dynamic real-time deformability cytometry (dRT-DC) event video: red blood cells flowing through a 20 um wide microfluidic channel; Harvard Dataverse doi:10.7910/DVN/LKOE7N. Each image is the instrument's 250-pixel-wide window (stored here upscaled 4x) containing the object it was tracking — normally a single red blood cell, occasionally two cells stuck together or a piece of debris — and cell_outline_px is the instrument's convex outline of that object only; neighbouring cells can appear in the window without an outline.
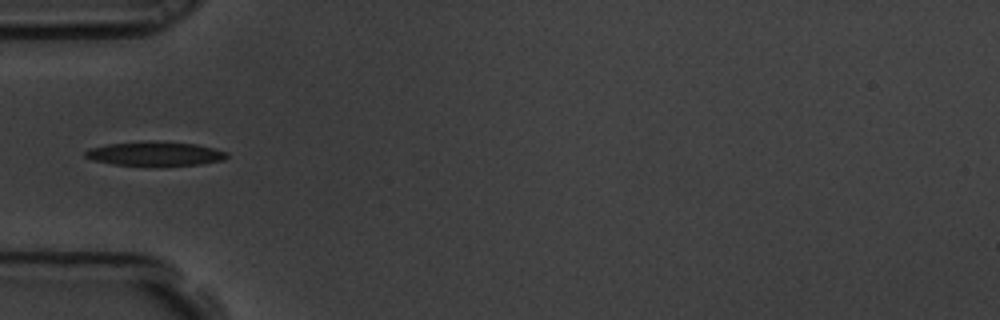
{"species": "common noctule bat (a hibernating species)", "species_latin": "Nyctalus noctula", "temperature_condition": "room temperature", "stored_images_in_passage": 10, "camera_frame_rate_fps": 3000, "um_per_image_px": 0.085, "animal": {"sex": "male", "body_mass_g": 19.5, "forearm_length_mm": 54.6}, "frame": {"image": 1, "passage_image": 4, "time_ms": 1.0, "image_size_px": [1000, 320], "cell_outline_px": [[228, 156], [224, 160], [200, 164], [156, 168], [112, 164], [92, 160], [84, 156], [84, 152], [88, 148], [108, 144], [152, 140], [196, 144], [228, 152]], "centroid_in_image_um": [13.16, 13.1], "position_along_channel_um": 71.8, "area_um2": 20.81}}
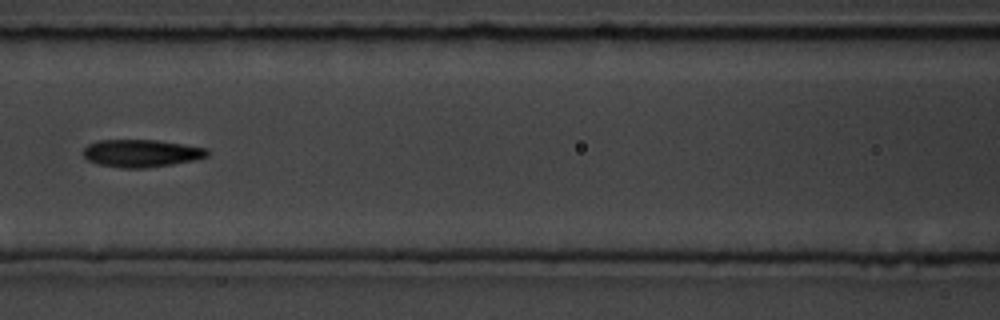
{"frame": {"image": 2, "passage_image": 6, "time_ms": 1.667, "image_size_px": [1000, 320], "cell_outline_px": [[208, 156], [196, 160], [172, 164], [144, 168], [120, 168], [96, 164], [88, 160], [84, 156], [84, 148], [88, 144], [96, 140], [156, 140], [184, 144], [208, 148]], "centroid_in_image_um": [12.01, 13.03], "position_along_channel_um": 154.6, "area_um2": 20.06}}
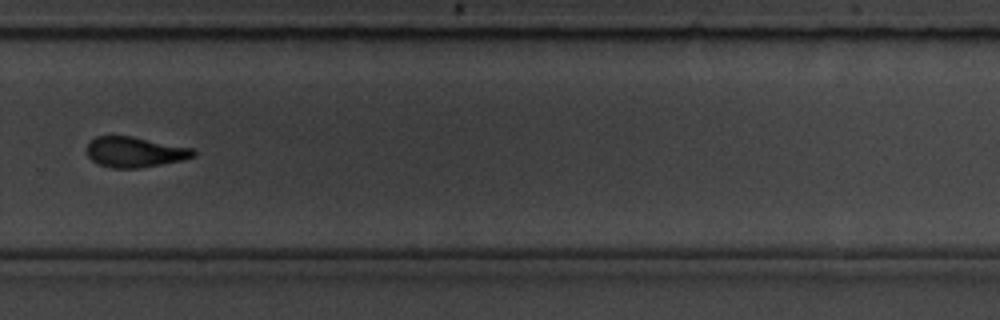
{"frame": {"image": 3, "passage_image": 10, "time_ms": 3.0, "image_size_px": [1000, 320], "cell_outline_px": [[196, 156], [184, 160], [140, 168], [112, 168], [96, 164], [88, 156], [84, 148], [96, 136], [132, 136], [196, 148]], "centroid_in_image_um": [11.49, 12.92], "position_along_channel_um": 318.3, "area_um2": 19.31}}